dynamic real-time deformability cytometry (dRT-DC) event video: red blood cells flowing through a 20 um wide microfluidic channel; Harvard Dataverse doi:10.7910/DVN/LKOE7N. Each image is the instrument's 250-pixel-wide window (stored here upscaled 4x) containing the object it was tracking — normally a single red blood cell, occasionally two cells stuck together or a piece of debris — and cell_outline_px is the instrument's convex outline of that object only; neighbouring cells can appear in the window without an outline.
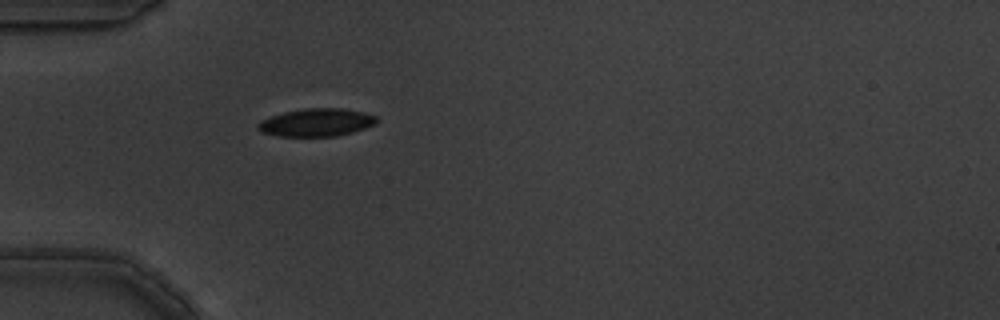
{"species": "common noctule bat (a hibernating species)", "species_latin": "Nyctalus noctula", "temperature_condition": "warm", "stored_images_in_passage": 1, "camera_frame_rate_fps": 3000, "um_per_image_px": 0.085, "animal": {"sex": "male", "body_mass_g": 19.5, "forearm_length_mm": 54.6}, "frame": {"image": 1, "passage_image": 1, "time_ms": 0.0, "image_size_px": [1000, 320], "cell_outline_px": [[380, 120], [376, 124], [352, 132], [336, 136], [280, 136], [260, 132], [256, 128], [256, 124], [260, 120], [284, 112], [304, 108], [344, 108], [364, 112], [376, 116]], "centroid_in_image_um": [26.9, 10.4], "position_along_channel_um": 58.1, "area_um2": 19.42}}